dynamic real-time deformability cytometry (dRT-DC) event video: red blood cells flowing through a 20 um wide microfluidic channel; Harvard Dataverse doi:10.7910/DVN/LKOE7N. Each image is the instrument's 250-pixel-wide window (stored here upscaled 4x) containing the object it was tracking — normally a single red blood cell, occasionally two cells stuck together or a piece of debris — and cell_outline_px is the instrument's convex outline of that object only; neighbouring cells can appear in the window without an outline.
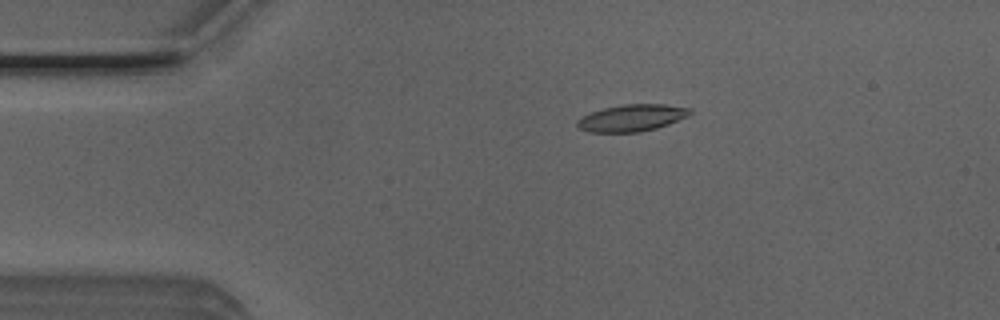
{"species": "Egyptian fruit bat (a non-hibernating species)", "species_latin": "Rousettus aegyptiacus", "temperature_condition": "room temperature", "stored_images_in_passage": 42, "camera_frame_rate_fps": 3000, "um_per_image_px": 0.085, "animal": {"sex": "male"}, "frame": {"image": 1, "passage_image": 1, "time_ms": 0.0, "image_size_px": [1000, 320], "cell_outline_px": [[692, 112], [688, 116], [668, 124], [656, 128], [640, 132], [588, 132], [580, 128], [576, 124], [576, 120], [592, 112], [604, 108], [624, 104], [664, 104], [692, 108]], "centroid_in_image_um": [53.73, 10.02], "position_along_channel_um": 31.3, "area_um2": 17.57}}
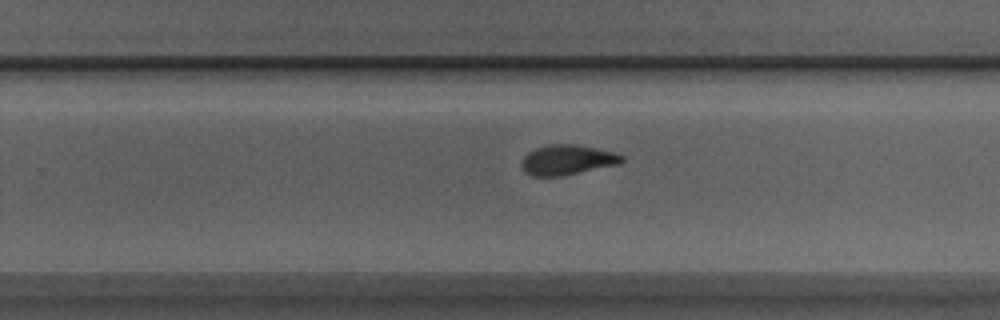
{"frame": {"image": 2, "passage_image": 23, "time_ms": 7.333, "image_size_px": [1000, 320], "cell_outline_px": [[624, 160], [620, 164], [564, 176], [532, 176], [524, 172], [520, 164], [524, 156], [528, 152], [536, 148], [552, 144], [576, 144], [596, 148], [612, 152], [624, 156]], "centroid_in_image_um": [48.21, 13.6], "position_along_channel_um": 281.6, "area_um2": 17.69}}
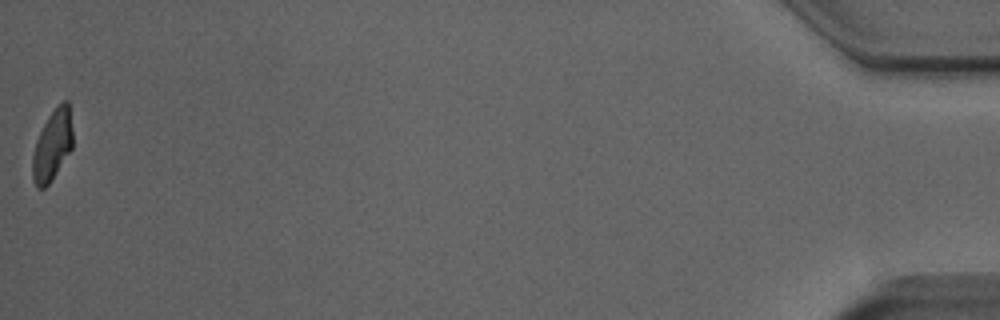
{"frame": {"image": 3, "passage_image": 42, "time_ms": 13.667, "image_size_px": [1000, 320], "cell_outline_px": [[72, 148], [48, 184], [44, 188], [36, 188], [32, 180], [32, 156], [36, 140], [48, 116], [64, 100], [68, 100], [72, 128]], "centroid_in_image_um": [4.43, 12.37], "position_along_channel_um": 430.8, "area_um2": 16.3}, "authors_computed_cell_mechanics": {"area_um2": 17.4556, "velocity_mm_per_s": 4.025, "shape_relaxation_time_tau1_ms": 3.8269, "shape_relaxation_time_tau2_ms": 2.0407, "deformation_change_tau1": 0.1596, "deformation_change_tau2": 0.0754}}